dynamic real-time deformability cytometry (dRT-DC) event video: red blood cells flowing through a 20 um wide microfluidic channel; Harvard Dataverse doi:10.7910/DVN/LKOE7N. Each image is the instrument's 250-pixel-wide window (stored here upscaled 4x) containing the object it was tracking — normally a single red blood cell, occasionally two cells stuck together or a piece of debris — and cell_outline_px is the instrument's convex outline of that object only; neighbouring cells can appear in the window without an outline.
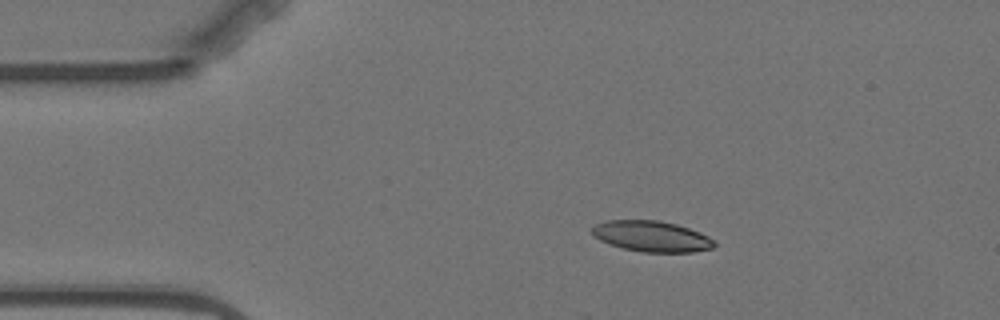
{"species": "Egyptian fruit bat (a non-hibernating species)", "species_latin": "Rousettus aegyptiacus", "temperature_condition": "warm", "stored_images_in_passage": 8, "camera_frame_rate_fps": 3000, "um_per_image_px": 0.085, "animal": {"sex": "female"}, "frame": {"image": 1, "passage_image": 2, "time_ms": 1.0, "image_size_px": [1000, 320], "cell_outline_px": [[716, 244], [712, 248], [692, 252], [644, 252], [624, 248], [600, 240], [592, 236], [592, 228], [596, 224], [608, 220], [660, 220], [676, 224], [700, 232], [716, 240]], "centroid_in_image_um": [55.41, 20.08], "position_along_channel_um": 29.6, "area_um2": 21.91}}
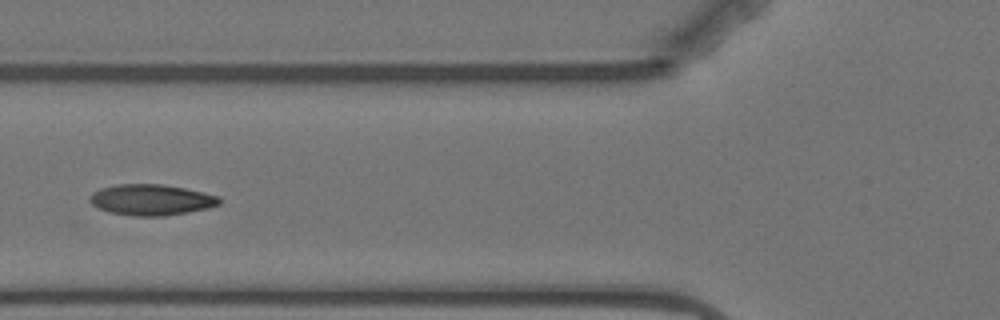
{"frame": {"image": 2, "passage_image": 5, "time_ms": 4.667, "image_size_px": [1000, 320], "cell_outline_px": [[220, 204], [208, 208], [188, 212], [164, 216], [132, 216], [108, 212], [96, 208], [88, 200], [92, 192], [100, 188], [116, 184], [164, 184], [184, 188], [220, 196]], "centroid_in_image_um": [12.82, 16.98], "position_along_channel_um": 113.0, "area_um2": 23.58}}
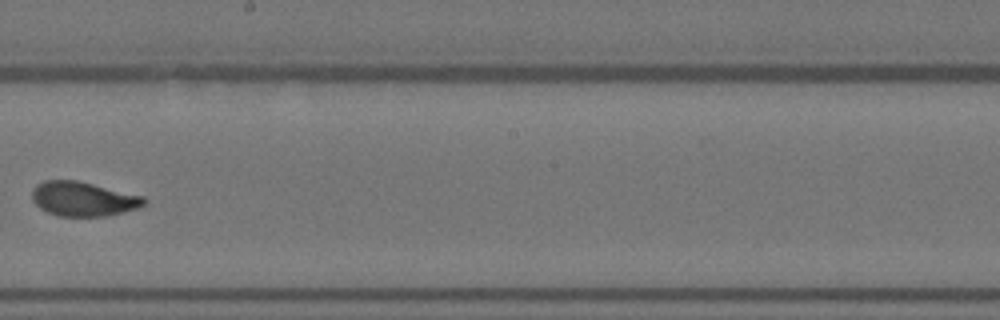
{"frame": {"image": 3, "passage_image": 8, "time_ms": 8.333, "image_size_px": [1000, 320], "cell_outline_px": [[148, 200], [140, 208], [124, 212], [104, 216], [60, 216], [48, 212], [40, 208], [32, 200], [32, 192], [36, 184], [44, 180], [76, 180], [144, 196]], "centroid_in_image_um": [7.09, 16.91], "position_along_channel_um": 241.1, "area_um2": 22.48}}